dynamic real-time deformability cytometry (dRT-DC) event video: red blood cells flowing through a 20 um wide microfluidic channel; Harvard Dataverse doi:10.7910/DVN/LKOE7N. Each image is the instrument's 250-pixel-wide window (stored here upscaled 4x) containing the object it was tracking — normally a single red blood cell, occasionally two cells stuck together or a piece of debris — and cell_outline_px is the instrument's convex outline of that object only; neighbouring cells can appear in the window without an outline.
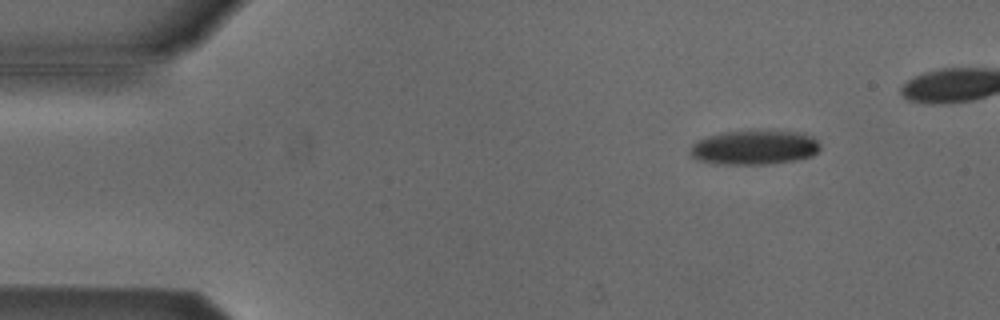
{"species": "Egyptian fruit bat (a non-hibernating species)", "species_latin": "Rousettus aegyptiacus", "temperature_condition": "cold", "stored_images_in_passage": 48, "camera_frame_rate_fps": 3000, "um_per_image_px": 0.085, "animal": {"sex": "male"}, "frame": {"image": 1, "passage_image": 7, "time_ms": 2.0, "image_size_px": [1000, 320], "cell_outline_px": [[820, 148], [812, 156], [796, 160], [772, 164], [716, 164], [696, 160], [688, 152], [692, 144], [696, 140], [720, 132], [796, 132], [812, 136], [820, 144]], "centroid_in_image_um": [64.07, 12.56], "position_along_channel_um": 20.9, "area_um2": 25.89}}
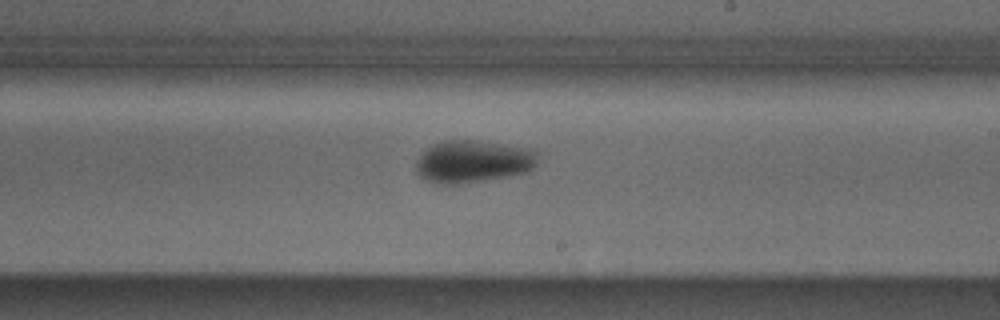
{"frame": {"image": 2, "passage_image": 31, "time_ms": 10.0, "image_size_px": [1000, 320], "cell_outline_px": [[540, 160], [528, 172], [508, 176], [452, 184], [444, 184], [428, 180], [420, 176], [416, 172], [416, 160], [420, 152], [432, 144], [444, 140], [472, 140], [532, 148], [536, 152]], "centroid_in_image_um": [40.21, 13.7], "position_along_channel_um": 248.8, "area_um2": 30.11}}
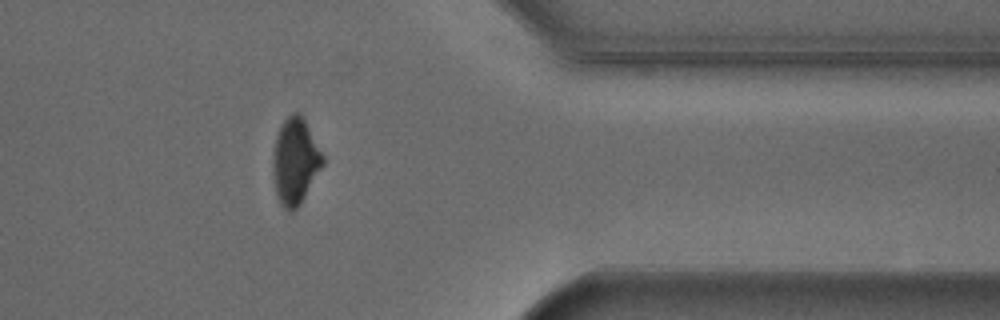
{"frame": {"image": 3, "passage_image": 43, "time_ms": 14.0, "image_size_px": [1000, 320], "cell_outline_px": [[324, 164], [300, 204], [292, 212], [288, 212], [280, 204], [276, 192], [272, 172], [272, 160], [276, 136], [280, 124], [292, 112], [300, 112], [324, 156]], "centroid_in_image_um": [25.08, 13.7], "position_along_channel_um": 386.3, "area_um2": 25.09}, "authors_computed_cell_mechanics": {"area_um2": 27.5128, "velocity_mm_per_s": 3.8708, "shape_relaxation_time_tau1_ms": 3.8131, "shape_relaxation_time_tau2_ms": null, "deformation_change_tau1": 0.0917, "deformation_change_tau2": null}}